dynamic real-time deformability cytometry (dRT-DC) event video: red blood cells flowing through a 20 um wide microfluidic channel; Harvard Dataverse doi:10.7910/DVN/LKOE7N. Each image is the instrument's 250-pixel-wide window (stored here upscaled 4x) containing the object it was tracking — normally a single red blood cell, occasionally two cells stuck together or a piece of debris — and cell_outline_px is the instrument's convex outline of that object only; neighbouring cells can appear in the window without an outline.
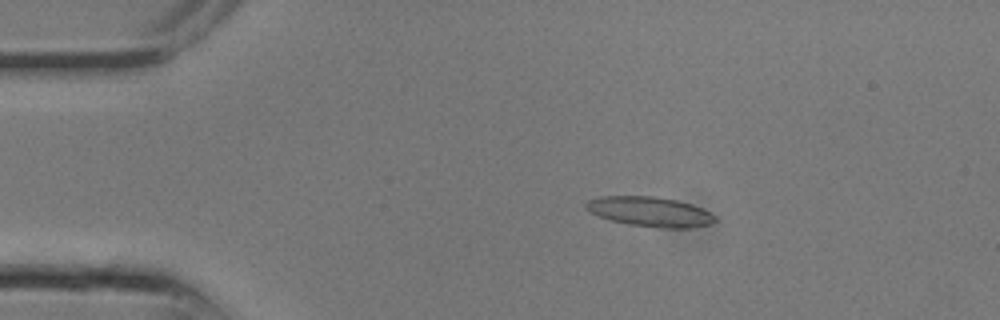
{"species": "common noctule bat (a hibernating species)", "species_latin": "Nyctalus noctula", "temperature_condition": "room temperature", "stored_images_in_passage": 10, "camera_frame_rate_fps": 3000, "um_per_image_px": 0.085, "animal": {"sex": "male", "body_mass_g": 13.3}, "frame": {"image": 1, "passage_image": 4, "time_ms": 1.0, "image_size_px": [1000, 320], "cell_outline_px": [[716, 220], [712, 224], [692, 228], [660, 228], [628, 224], [612, 220], [588, 212], [584, 208], [584, 204], [588, 200], [600, 196], [652, 196], [676, 200], [692, 204], [716, 216]], "centroid_in_image_um": [55.23, 18.0], "position_along_channel_um": 29.8, "area_um2": 22.48}}
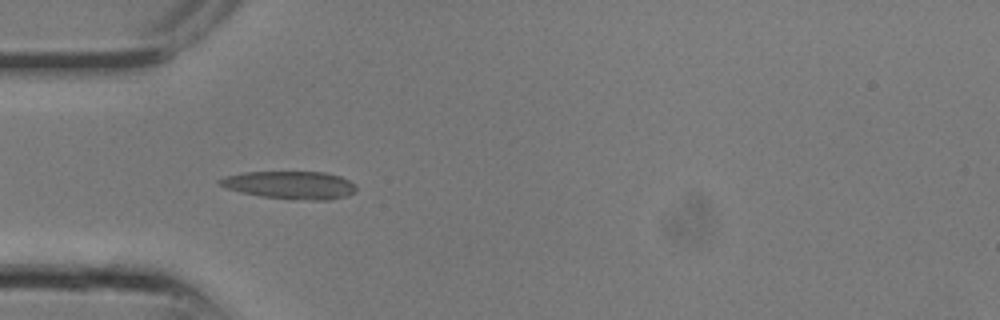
{"frame": {"image": 2, "passage_image": 7, "time_ms": 2.0, "image_size_px": [1000, 320], "cell_outline_px": [[356, 192], [348, 196], [328, 200], [292, 200], [260, 196], [240, 192], [216, 184], [216, 180], [224, 176], [244, 172], [324, 172], [340, 176], [348, 180], [356, 188]], "centroid_in_image_um": [24.63, 15.74], "position_along_channel_um": 60.4, "area_um2": 22.37}}
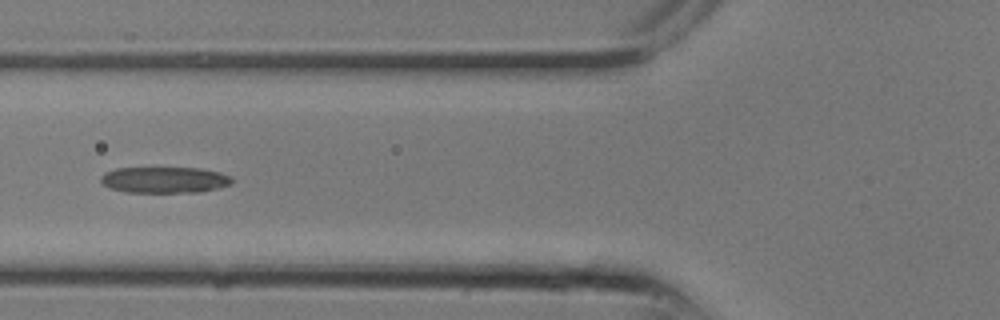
{"frame": {"image": 3, "passage_image": 9, "time_ms": 2.667, "image_size_px": [1000, 320], "cell_outline_px": [[232, 184], [220, 188], [200, 192], [124, 192], [108, 188], [100, 180], [100, 176], [104, 172], [116, 168], [200, 168], [220, 172], [232, 176]], "centroid_in_image_um": [13.99, 15.29], "position_along_channel_um": 111.8, "area_um2": 20.23}}